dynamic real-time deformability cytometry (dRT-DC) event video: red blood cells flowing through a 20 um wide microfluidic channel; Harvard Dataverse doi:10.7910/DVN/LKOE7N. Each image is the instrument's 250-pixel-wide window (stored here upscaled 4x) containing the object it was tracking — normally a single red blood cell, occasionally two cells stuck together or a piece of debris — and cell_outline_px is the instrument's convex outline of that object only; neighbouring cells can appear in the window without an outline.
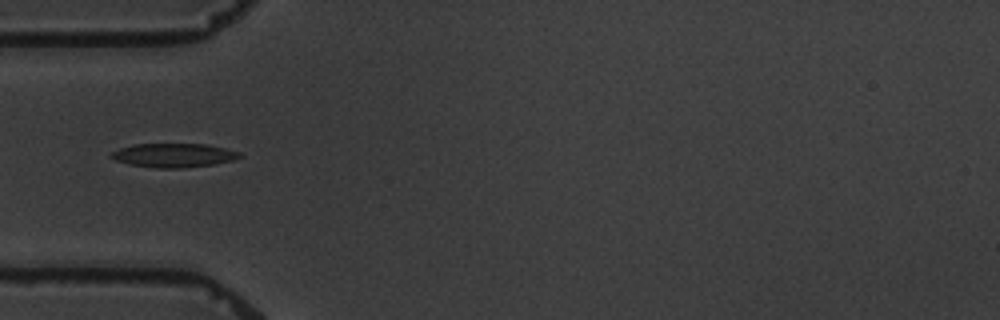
{"species": "common noctule bat (a hibernating species)", "species_latin": "Nyctalus noctula", "temperature_condition": "warm", "stored_images_in_passage": 13, "camera_frame_rate_fps": 3000, "um_per_image_px": 0.085, "animal": {"sex": "male", "body_mass_g": 19.5, "forearm_length_mm": 54.6}, "frame": {"image": 1, "passage_image": 2, "time_ms": 1.0, "image_size_px": [1000, 320], "cell_outline_px": [[244, 156], [232, 160], [212, 164], [184, 168], [156, 168], [128, 164], [116, 160], [108, 156], [112, 152], [120, 148], [136, 144], [208, 144], [240, 152]], "centroid_in_image_um": [14.76, 13.2], "position_along_channel_um": 70.2, "area_um2": 17.86}}
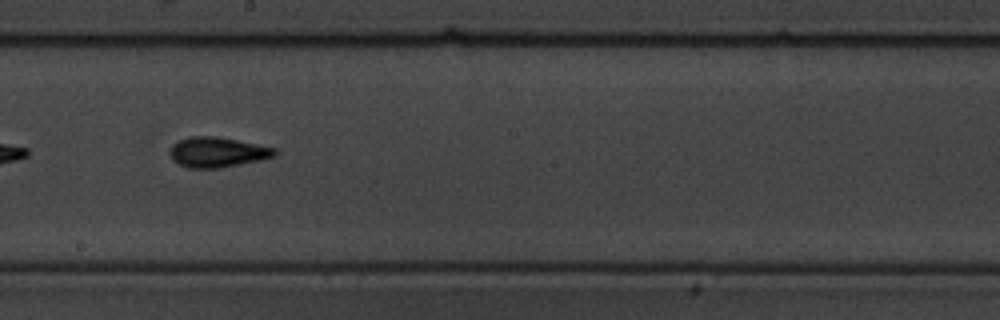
{"frame": {"image": 2, "passage_image": 6, "time_ms": 5.667, "image_size_px": [1000, 320], "cell_outline_px": [[276, 156], [260, 160], [220, 168], [188, 168], [172, 160], [168, 152], [172, 144], [188, 136], [216, 136], [276, 148]], "centroid_in_image_um": [18.44, 12.93], "position_along_channel_um": 229.8, "area_um2": 18.44}}
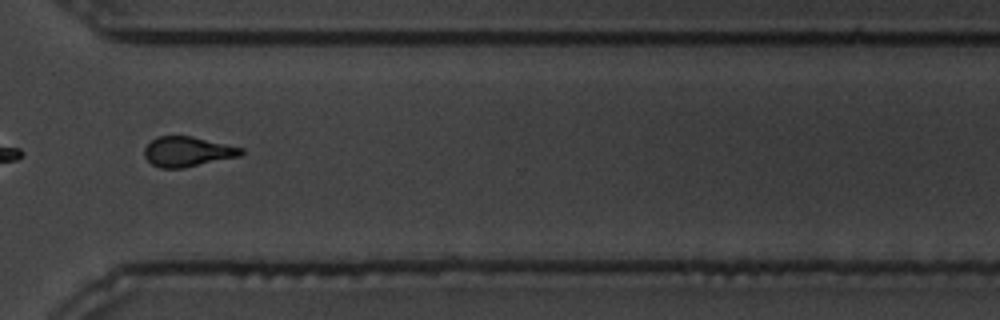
{"frame": {"image": 3, "passage_image": 9, "time_ms": 9.333, "image_size_px": [1000, 320], "cell_outline_px": [[244, 152], [240, 156], [184, 168], [160, 168], [152, 164], [144, 156], [144, 148], [156, 136], [192, 136], [244, 148]], "centroid_in_image_um": [15.94, 12.89], "position_along_channel_um": 354.7, "area_um2": 16.94}, "authors_computed_cell_mechanics": {"area_um2": 17.2244, "velocity_mm_per_s": 3.4123, "shape_relaxation_time_tau1_ms": 3.7225, "shape_relaxation_time_tau2_ms": 4.2504, "deformation_change_tau1": 0.148, "deformation_change_tau2": 0.1127}}